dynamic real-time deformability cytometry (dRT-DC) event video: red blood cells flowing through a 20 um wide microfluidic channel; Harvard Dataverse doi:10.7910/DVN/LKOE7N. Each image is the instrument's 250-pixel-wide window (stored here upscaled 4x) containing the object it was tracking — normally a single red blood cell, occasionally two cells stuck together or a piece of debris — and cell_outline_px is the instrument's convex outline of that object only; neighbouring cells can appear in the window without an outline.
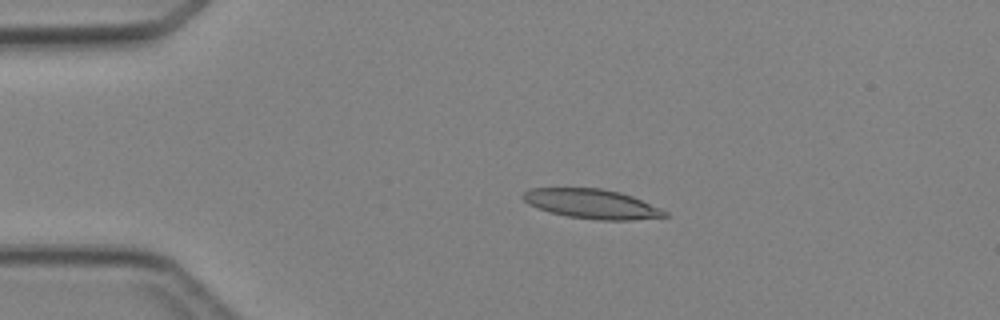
{"species": "Egyptian fruit bat (a non-hibernating species)", "species_latin": "Rousettus aegyptiacus", "temperature_condition": "cold", "stored_images_in_passage": 4, "camera_frame_rate_fps": 3000, "um_per_image_px": 0.085, "animal": {"sex": "female"}, "frame": {"image": 1, "passage_image": 3, "time_ms": 2.333, "image_size_px": [1000, 320], "cell_outline_px": [[668, 216], [632, 220], [596, 220], [568, 216], [552, 212], [528, 204], [520, 196], [524, 192], [532, 188], [600, 188], [620, 192], [632, 196], [660, 208], [668, 212]], "centroid_in_image_um": [50.32, 17.33], "position_along_channel_um": 34.7, "area_um2": 24.16}}
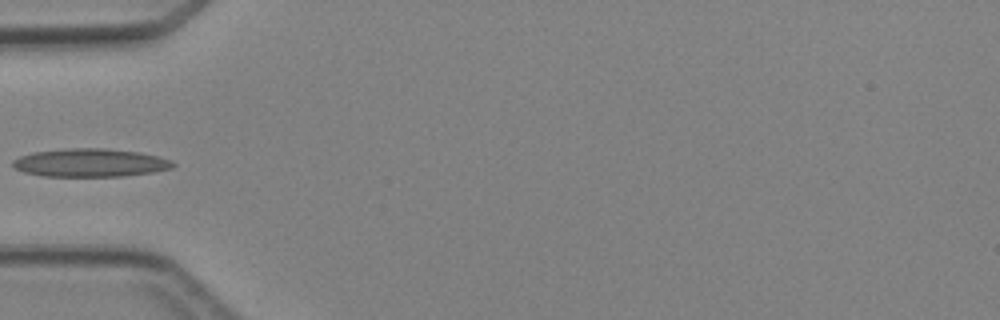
{"frame": {"image": 2, "passage_image": 4, "time_ms": 4.333, "image_size_px": [1000, 320], "cell_outline_px": [[176, 164], [172, 168], [152, 172], [124, 176], [44, 176], [24, 172], [12, 168], [12, 160], [20, 156], [32, 152], [64, 148], [104, 148], [140, 152], [160, 156], [172, 160]], "centroid_in_image_um": [7.66, 13.82], "position_along_channel_um": 77.3, "area_um2": 26.59}}